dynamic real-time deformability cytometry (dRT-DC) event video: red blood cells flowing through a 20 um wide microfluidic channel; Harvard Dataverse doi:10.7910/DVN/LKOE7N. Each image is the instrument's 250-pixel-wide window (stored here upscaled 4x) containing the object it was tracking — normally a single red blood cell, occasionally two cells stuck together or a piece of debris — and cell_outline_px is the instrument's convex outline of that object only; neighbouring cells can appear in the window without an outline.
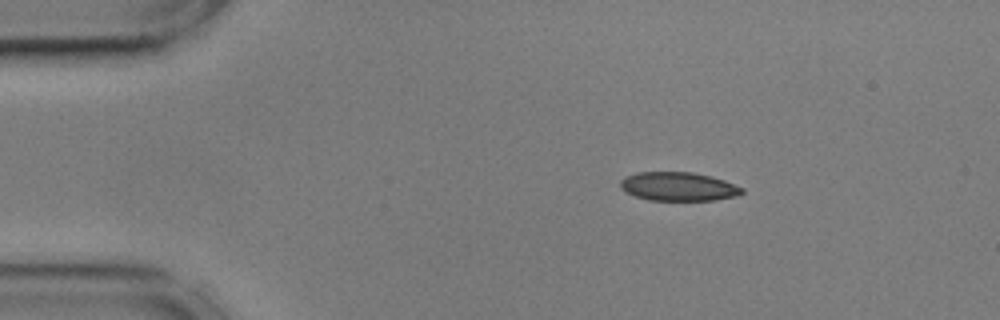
{"species": "common noctule bat (a hibernating species)", "species_latin": "Nyctalus noctula", "temperature_condition": "cold", "stored_images_in_passage": 47, "camera_frame_rate_fps": 3000, "um_per_image_px": 0.085, "animal": {"sex": "male", "body_mass_g": 17.9, "forearm_length_mm": 54.2}, "frame": {"image": 1, "passage_image": 1, "time_ms": 0.0, "image_size_px": [1000, 320], "cell_outline_px": [[744, 192], [740, 196], [716, 200], [648, 200], [636, 196], [620, 188], [620, 180], [624, 176], [636, 172], [692, 172], [712, 176], [724, 180], [744, 188]], "centroid_in_image_um": [57.69, 15.85], "position_along_channel_um": 27.3, "area_um2": 20.58}}
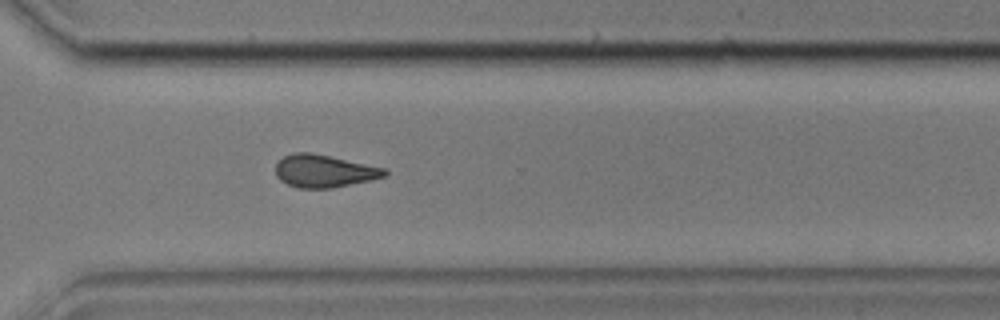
{"frame": {"image": 2, "passage_image": 32, "time_ms": 10.333, "image_size_px": [1000, 320], "cell_outline_px": [[388, 172], [384, 176], [368, 180], [332, 188], [300, 188], [288, 184], [280, 180], [276, 176], [276, 164], [284, 156], [292, 152], [312, 152], [388, 168]], "centroid_in_image_um": [27.55, 14.52], "position_along_channel_um": 343.1, "area_um2": 20.75}}
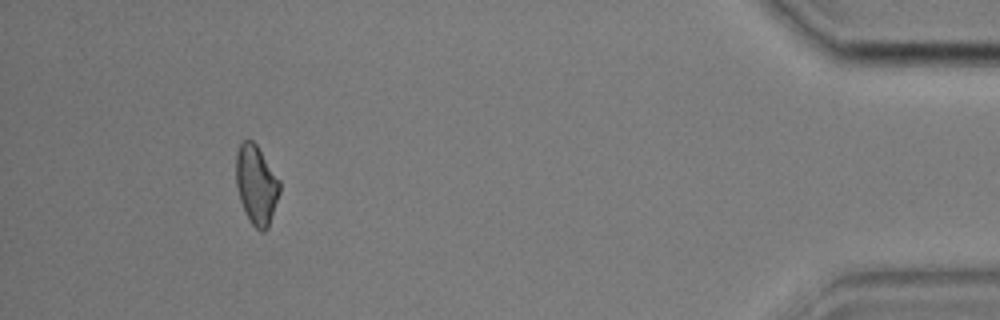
{"frame": {"image": 3, "passage_image": 43, "time_ms": 14.0, "image_size_px": [1000, 320], "cell_outline_px": [[280, 192], [268, 228], [264, 232], [260, 232], [248, 220], [240, 200], [236, 184], [236, 152], [240, 144], [244, 140], [252, 140], [256, 144], [280, 180]], "centroid_in_image_um": [21.79, 15.72], "position_along_channel_um": 413.4, "area_um2": 20.17}, "authors_computed_cell_mechanics": {"area_um2": 20.9236, "velocity_mm_per_s": 3.6067, "shape_relaxation_time_tau1_ms": 9.7966, "shape_relaxation_time_tau2_ms": 4.3894, "deformation_change_tau1": 0.1663, "deformation_change_tau2": 0.0915}}